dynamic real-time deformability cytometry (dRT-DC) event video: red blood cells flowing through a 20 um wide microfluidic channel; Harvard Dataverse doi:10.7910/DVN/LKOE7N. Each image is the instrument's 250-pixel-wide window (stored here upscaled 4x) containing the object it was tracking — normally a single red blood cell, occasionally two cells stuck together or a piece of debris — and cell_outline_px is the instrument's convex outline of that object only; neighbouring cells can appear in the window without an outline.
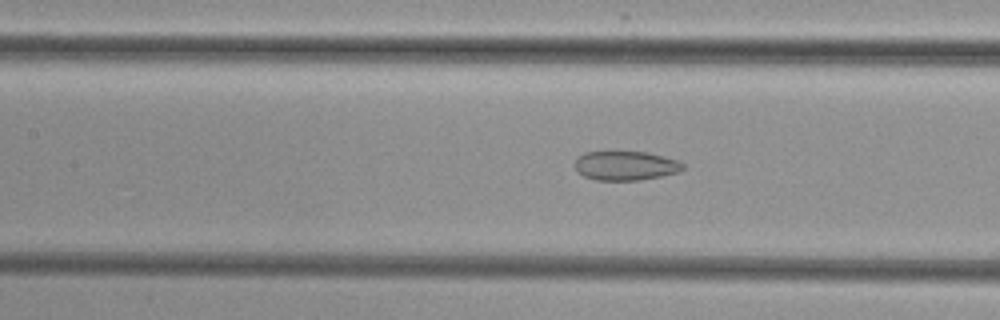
{"species": "common noctule bat (a hibernating species)", "species_latin": "Nyctalus noctula", "temperature_condition": "cold", "stored_images_in_passage": 30, "camera_frame_rate_fps": 3000, "um_per_image_px": 0.085, "animal": {"sex": "female", "body_mass_g": 29.2, "forearm_length_mm": 56.3}, "frame": {"image": 1, "passage_image": 7, "time_ms": 2.0, "image_size_px": [1000, 320], "cell_outline_px": [[684, 168], [680, 172], [640, 180], [596, 180], [584, 176], [576, 172], [576, 156], [584, 152], [648, 152], [664, 156], [676, 160], [684, 164]], "centroid_in_image_um": [53.16, 14.08], "position_along_channel_um": 154.2, "area_um2": 18.44}}
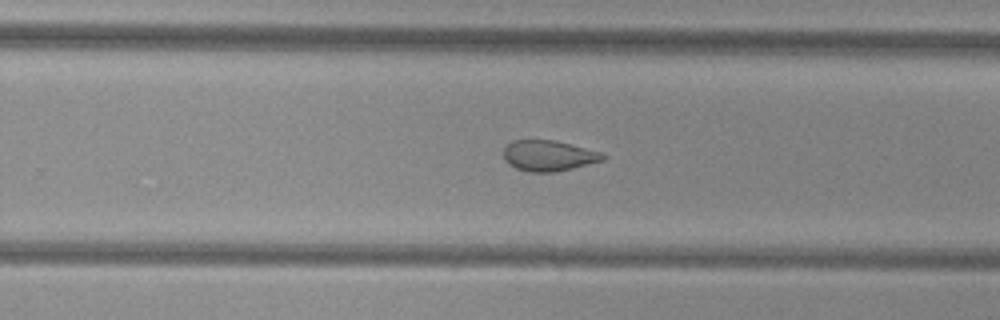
{"frame": {"image": 2, "passage_image": 17, "time_ms": 5.333, "image_size_px": [1000, 320], "cell_outline_px": [[608, 156], [604, 160], [572, 168], [552, 172], [528, 172], [516, 168], [508, 164], [504, 160], [504, 148], [512, 140], [552, 140], [600, 152]], "centroid_in_image_um": [46.6, 13.24], "position_along_channel_um": 283.2, "area_um2": 17.57}}
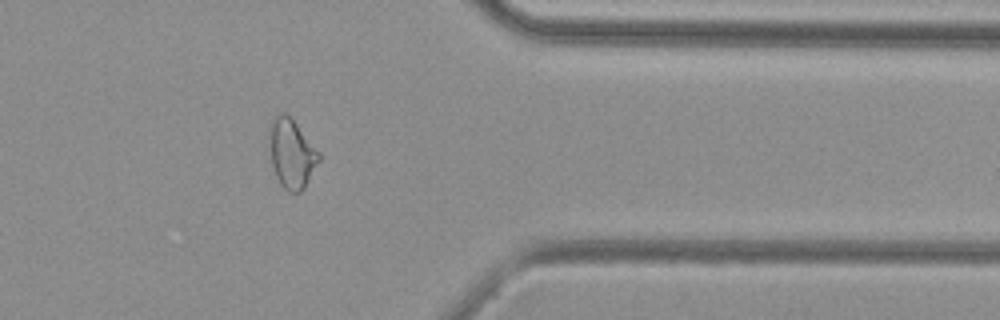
{"frame": {"image": 3, "passage_image": 26, "time_ms": 8.333, "image_size_px": [1000, 320], "cell_outline_px": [[320, 160], [304, 188], [300, 192], [288, 192], [280, 184], [276, 176], [272, 164], [268, 128], [272, 120], [280, 112], [284, 112], [296, 124], [320, 152]], "centroid_in_image_um": [24.78, 13.06], "position_along_channel_um": 386.6, "area_um2": 19.77}}